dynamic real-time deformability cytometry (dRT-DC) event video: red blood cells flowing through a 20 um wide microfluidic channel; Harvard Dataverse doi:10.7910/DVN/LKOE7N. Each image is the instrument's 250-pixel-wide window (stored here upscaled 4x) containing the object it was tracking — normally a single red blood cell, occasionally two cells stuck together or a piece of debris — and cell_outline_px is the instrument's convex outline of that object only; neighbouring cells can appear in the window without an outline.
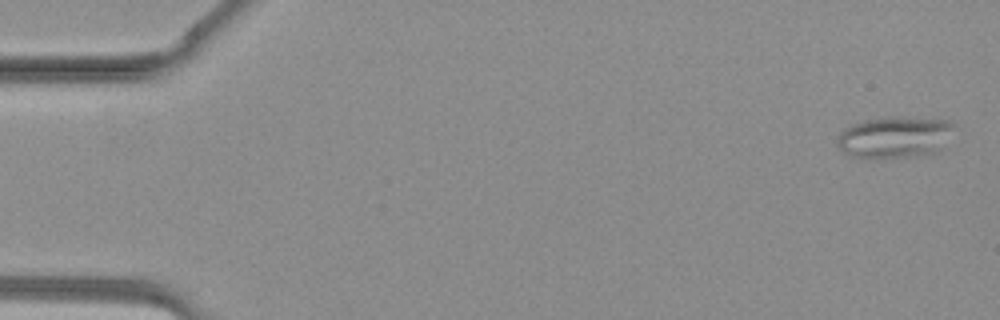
{"species": "common noctule bat (a hibernating species)", "species_latin": "Nyctalus noctula", "temperature_condition": "warm", "stored_images_in_passage": 12, "camera_frame_rate_fps": 3000, "um_per_image_px": 0.085, "animal": {"sex": "female", "body_mass_g": 19.3, "forearm_length_mm": 54.1}, "frame": {"image": 1, "passage_image": 1, "time_ms": 0.0, "image_size_px": [1000, 320], "cell_outline_px": [[956, 124], [936, 148], [932, 152], [912, 156], [880, 160], [876, 160], [848, 156], [840, 148], [840, 132], [852, 124], [864, 120], [892, 116], [948, 120]], "centroid_in_image_um": [75.96, 11.67], "position_along_channel_um": 9.0, "area_um2": 27.8}}
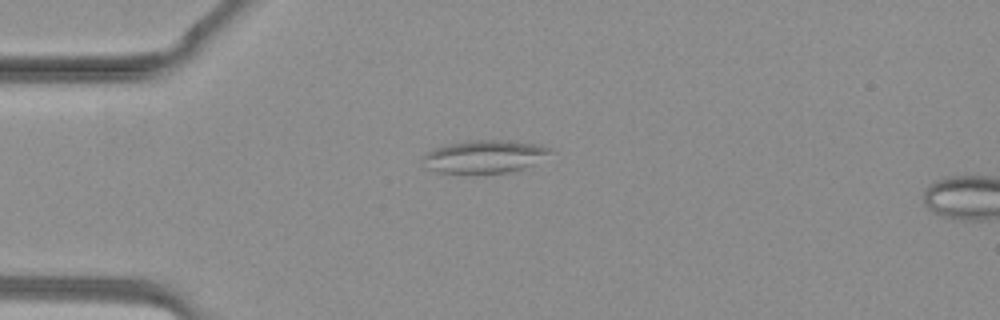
{"frame": {"image": 2, "passage_image": 10, "time_ms": 3.0, "image_size_px": [1000, 320], "cell_outline_px": [[552, 152], [532, 164], [508, 172], [440, 172], [428, 168], [424, 160], [424, 156], [428, 152], [436, 148], [468, 140], [508, 140], [532, 144], [552, 148]], "centroid_in_image_um": [41.2, 13.28], "position_along_channel_um": 43.8, "area_um2": 23.35}}